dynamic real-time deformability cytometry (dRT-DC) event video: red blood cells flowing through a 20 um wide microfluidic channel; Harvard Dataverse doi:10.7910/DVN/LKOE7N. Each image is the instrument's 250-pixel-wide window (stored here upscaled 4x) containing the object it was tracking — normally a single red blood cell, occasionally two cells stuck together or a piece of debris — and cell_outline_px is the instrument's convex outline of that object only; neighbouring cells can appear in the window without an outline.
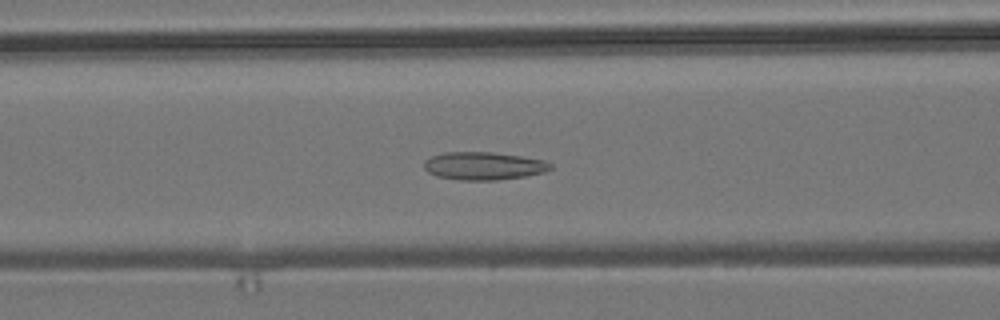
{"species": "common noctule bat (a hibernating species)", "species_latin": "Nyctalus noctula", "temperature_condition": "room temperature", "stored_images_in_passage": 53, "camera_frame_rate_fps": 3000, "um_per_image_px": 0.085, "animal": {"sex": "male", "body_mass_g": 19.2, "forearm_length_mm": 51.8}, "frame": {"image": 1, "passage_image": 21, "time_ms": 6.667, "image_size_px": [1000, 320], "cell_outline_px": [[552, 168], [544, 172], [524, 176], [496, 180], [460, 180], [436, 176], [428, 172], [424, 168], [424, 160], [432, 156], [444, 152], [492, 152], [520, 156], [544, 160], [552, 164]], "centroid_in_image_um": [41.09, 14.1], "position_along_channel_um": 125.5, "area_um2": 20.52}}
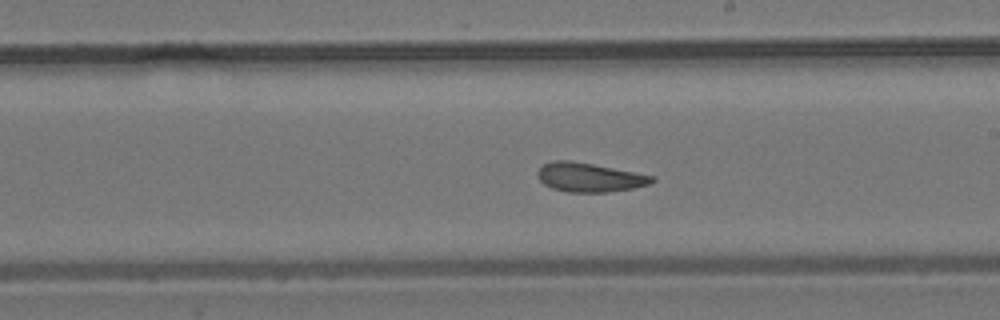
{"frame": {"image": 2, "passage_image": 30, "time_ms": 9.667, "image_size_px": [1000, 320], "cell_outline_px": [[656, 180], [648, 184], [632, 188], [608, 192], [568, 192], [552, 188], [544, 184], [540, 180], [536, 172], [544, 164], [552, 160], [572, 160], [656, 176]], "centroid_in_image_um": [50.1, 15.06], "position_along_channel_um": 238.9, "area_um2": 19.36}}
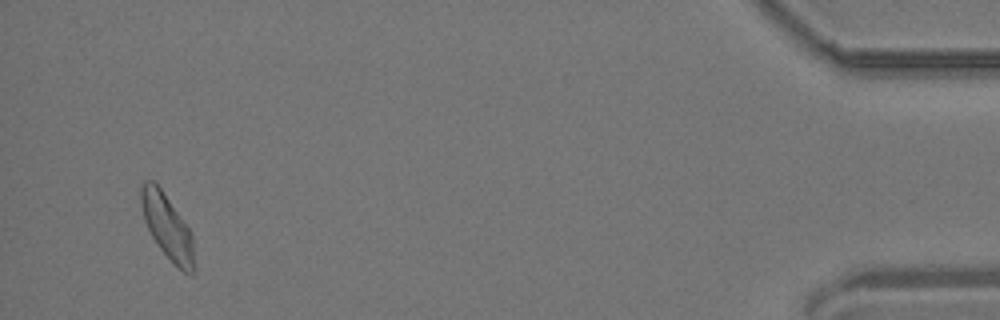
{"frame": {"image": 3, "passage_image": 51, "time_ms": 16.667, "image_size_px": [1000, 320], "cell_outline_px": [[196, 272], [192, 276], [184, 272], [160, 248], [152, 236], [144, 220], [140, 204], [140, 184], [144, 180], [156, 180], [192, 232], [196, 264]], "centroid_in_image_um": [14.24, 19.24], "position_along_channel_um": 421.0, "area_um2": 20.52}, "authors_computed_cell_mechanics": {"area_um2": 20.1144, "velocity_mm_per_s": 3.7783, "shape_relaxation_time_tau1_ms": null, "shape_relaxation_time_tau2_ms": 2.7265, "deformation_change_tau1": null, "deformation_change_tau2": 0.1067}}